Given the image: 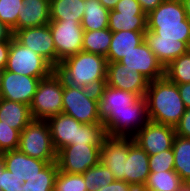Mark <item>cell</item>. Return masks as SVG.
<instances>
[{"label": "cell", "mask_w": 190, "mask_h": 191, "mask_svg": "<svg viewBox=\"0 0 190 191\" xmlns=\"http://www.w3.org/2000/svg\"><path fill=\"white\" fill-rule=\"evenodd\" d=\"M106 85L145 97L149 80L120 62H107Z\"/></svg>", "instance_id": "obj_14"}, {"label": "cell", "mask_w": 190, "mask_h": 191, "mask_svg": "<svg viewBox=\"0 0 190 191\" xmlns=\"http://www.w3.org/2000/svg\"><path fill=\"white\" fill-rule=\"evenodd\" d=\"M176 136L175 128L171 125L148 121L134 136V142L148 155L172 149Z\"/></svg>", "instance_id": "obj_11"}, {"label": "cell", "mask_w": 190, "mask_h": 191, "mask_svg": "<svg viewBox=\"0 0 190 191\" xmlns=\"http://www.w3.org/2000/svg\"><path fill=\"white\" fill-rule=\"evenodd\" d=\"M9 50H10V41H1L0 42V68L1 69H6Z\"/></svg>", "instance_id": "obj_42"}, {"label": "cell", "mask_w": 190, "mask_h": 191, "mask_svg": "<svg viewBox=\"0 0 190 191\" xmlns=\"http://www.w3.org/2000/svg\"><path fill=\"white\" fill-rule=\"evenodd\" d=\"M112 39V31L109 28L84 31L82 51L94 53L106 57Z\"/></svg>", "instance_id": "obj_31"}, {"label": "cell", "mask_w": 190, "mask_h": 191, "mask_svg": "<svg viewBox=\"0 0 190 191\" xmlns=\"http://www.w3.org/2000/svg\"><path fill=\"white\" fill-rule=\"evenodd\" d=\"M179 94L182 98L185 108H190V82L177 84Z\"/></svg>", "instance_id": "obj_43"}, {"label": "cell", "mask_w": 190, "mask_h": 191, "mask_svg": "<svg viewBox=\"0 0 190 191\" xmlns=\"http://www.w3.org/2000/svg\"><path fill=\"white\" fill-rule=\"evenodd\" d=\"M28 191H39L32 183L28 186Z\"/></svg>", "instance_id": "obj_48"}, {"label": "cell", "mask_w": 190, "mask_h": 191, "mask_svg": "<svg viewBox=\"0 0 190 191\" xmlns=\"http://www.w3.org/2000/svg\"><path fill=\"white\" fill-rule=\"evenodd\" d=\"M13 31L6 24L0 21V42L1 41H11L13 38Z\"/></svg>", "instance_id": "obj_45"}, {"label": "cell", "mask_w": 190, "mask_h": 191, "mask_svg": "<svg viewBox=\"0 0 190 191\" xmlns=\"http://www.w3.org/2000/svg\"><path fill=\"white\" fill-rule=\"evenodd\" d=\"M148 31L158 35V39L179 40L190 47V20H184V26L147 27Z\"/></svg>", "instance_id": "obj_35"}, {"label": "cell", "mask_w": 190, "mask_h": 191, "mask_svg": "<svg viewBox=\"0 0 190 191\" xmlns=\"http://www.w3.org/2000/svg\"><path fill=\"white\" fill-rule=\"evenodd\" d=\"M106 136V128L103 122L97 124H81L77 128L76 142H73V144L102 146Z\"/></svg>", "instance_id": "obj_32"}, {"label": "cell", "mask_w": 190, "mask_h": 191, "mask_svg": "<svg viewBox=\"0 0 190 191\" xmlns=\"http://www.w3.org/2000/svg\"><path fill=\"white\" fill-rule=\"evenodd\" d=\"M172 150L174 152V171L185 184H190V138L176 135Z\"/></svg>", "instance_id": "obj_30"}, {"label": "cell", "mask_w": 190, "mask_h": 191, "mask_svg": "<svg viewBox=\"0 0 190 191\" xmlns=\"http://www.w3.org/2000/svg\"><path fill=\"white\" fill-rule=\"evenodd\" d=\"M145 42L164 68L190 50V47L183 41L158 39L157 34L148 30L145 32Z\"/></svg>", "instance_id": "obj_21"}, {"label": "cell", "mask_w": 190, "mask_h": 191, "mask_svg": "<svg viewBox=\"0 0 190 191\" xmlns=\"http://www.w3.org/2000/svg\"><path fill=\"white\" fill-rule=\"evenodd\" d=\"M50 21L82 20L85 0H50Z\"/></svg>", "instance_id": "obj_27"}, {"label": "cell", "mask_w": 190, "mask_h": 191, "mask_svg": "<svg viewBox=\"0 0 190 191\" xmlns=\"http://www.w3.org/2000/svg\"><path fill=\"white\" fill-rule=\"evenodd\" d=\"M184 6L186 17L190 20V0H181Z\"/></svg>", "instance_id": "obj_47"}, {"label": "cell", "mask_w": 190, "mask_h": 191, "mask_svg": "<svg viewBox=\"0 0 190 191\" xmlns=\"http://www.w3.org/2000/svg\"><path fill=\"white\" fill-rule=\"evenodd\" d=\"M169 81L176 84L190 82V50L174 59L165 67V75Z\"/></svg>", "instance_id": "obj_34"}, {"label": "cell", "mask_w": 190, "mask_h": 191, "mask_svg": "<svg viewBox=\"0 0 190 191\" xmlns=\"http://www.w3.org/2000/svg\"><path fill=\"white\" fill-rule=\"evenodd\" d=\"M136 188L122 180H115L109 185L100 187L98 191H135Z\"/></svg>", "instance_id": "obj_41"}, {"label": "cell", "mask_w": 190, "mask_h": 191, "mask_svg": "<svg viewBox=\"0 0 190 191\" xmlns=\"http://www.w3.org/2000/svg\"><path fill=\"white\" fill-rule=\"evenodd\" d=\"M99 117L104 122L111 111L127 110L139 97L131 92L124 91L104 84L99 90Z\"/></svg>", "instance_id": "obj_18"}, {"label": "cell", "mask_w": 190, "mask_h": 191, "mask_svg": "<svg viewBox=\"0 0 190 191\" xmlns=\"http://www.w3.org/2000/svg\"><path fill=\"white\" fill-rule=\"evenodd\" d=\"M20 131L10 126L0 125V155L12 157L19 145Z\"/></svg>", "instance_id": "obj_36"}, {"label": "cell", "mask_w": 190, "mask_h": 191, "mask_svg": "<svg viewBox=\"0 0 190 191\" xmlns=\"http://www.w3.org/2000/svg\"><path fill=\"white\" fill-rule=\"evenodd\" d=\"M50 0H24L19 8L17 30L39 27L50 22Z\"/></svg>", "instance_id": "obj_22"}, {"label": "cell", "mask_w": 190, "mask_h": 191, "mask_svg": "<svg viewBox=\"0 0 190 191\" xmlns=\"http://www.w3.org/2000/svg\"><path fill=\"white\" fill-rule=\"evenodd\" d=\"M119 62L133 72L141 73L149 81L157 80L165 75V68L149 48L145 40L125 55Z\"/></svg>", "instance_id": "obj_13"}, {"label": "cell", "mask_w": 190, "mask_h": 191, "mask_svg": "<svg viewBox=\"0 0 190 191\" xmlns=\"http://www.w3.org/2000/svg\"><path fill=\"white\" fill-rule=\"evenodd\" d=\"M146 31H118L112 32L107 62H119L121 58L134 50L145 40Z\"/></svg>", "instance_id": "obj_23"}, {"label": "cell", "mask_w": 190, "mask_h": 191, "mask_svg": "<svg viewBox=\"0 0 190 191\" xmlns=\"http://www.w3.org/2000/svg\"><path fill=\"white\" fill-rule=\"evenodd\" d=\"M82 175L88 191H98L100 187L115 181L113 173L101 161Z\"/></svg>", "instance_id": "obj_33"}, {"label": "cell", "mask_w": 190, "mask_h": 191, "mask_svg": "<svg viewBox=\"0 0 190 191\" xmlns=\"http://www.w3.org/2000/svg\"><path fill=\"white\" fill-rule=\"evenodd\" d=\"M132 138L107 135L102 143L100 161L110 169L115 180L123 181L124 161L128 158V142Z\"/></svg>", "instance_id": "obj_17"}, {"label": "cell", "mask_w": 190, "mask_h": 191, "mask_svg": "<svg viewBox=\"0 0 190 191\" xmlns=\"http://www.w3.org/2000/svg\"><path fill=\"white\" fill-rule=\"evenodd\" d=\"M148 119L155 123L175 125L185 113V106L179 94L177 84L165 76L149 81L145 94Z\"/></svg>", "instance_id": "obj_3"}, {"label": "cell", "mask_w": 190, "mask_h": 191, "mask_svg": "<svg viewBox=\"0 0 190 191\" xmlns=\"http://www.w3.org/2000/svg\"><path fill=\"white\" fill-rule=\"evenodd\" d=\"M102 5L108 9L109 11L110 10H113L114 7L116 6V4L120 1V0H99Z\"/></svg>", "instance_id": "obj_46"}, {"label": "cell", "mask_w": 190, "mask_h": 191, "mask_svg": "<svg viewBox=\"0 0 190 191\" xmlns=\"http://www.w3.org/2000/svg\"><path fill=\"white\" fill-rule=\"evenodd\" d=\"M149 174V155L132 138L128 142V158L124 161L123 181L142 189Z\"/></svg>", "instance_id": "obj_15"}, {"label": "cell", "mask_w": 190, "mask_h": 191, "mask_svg": "<svg viewBox=\"0 0 190 191\" xmlns=\"http://www.w3.org/2000/svg\"><path fill=\"white\" fill-rule=\"evenodd\" d=\"M55 71L64 83L98 91L106 83V57L80 51L59 63Z\"/></svg>", "instance_id": "obj_2"}, {"label": "cell", "mask_w": 190, "mask_h": 191, "mask_svg": "<svg viewBox=\"0 0 190 191\" xmlns=\"http://www.w3.org/2000/svg\"><path fill=\"white\" fill-rule=\"evenodd\" d=\"M32 184L39 191H88L82 174L64 173L55 166L44 171Z\"/></svg>", "instance_id": "obj_16"}, {"label": "cell", "mask_w": 190, "mask_h": 191, "mask_svg": "<svg viewBox=\"0 0 190 191\" xmlns=\"http://www.w3.org/2000/svg\"><path fill=\"white\" fill-rule=\"evenodd\" d=\"M41 79L43 78L20 75L5 69L2 75L0 98L30 106Z\"/></svg>", "instance_id": "obj_12"}, {"label": "cell", "mask_w": 190, "mask_h": 191, "mask_svg": "<svg viewBox=\"0 0 190 191\" xmlns=\"http://www.w3.org/2000/svg\"><path fill=\"white\" fill-rule=\"evenodd\" d=\"M5 69L0 68V89H1V81H2V75Z\"/></svg>", "instance_id": "obj_50"}, {"label": "cell", "mask_w": 190, "mask_h": 191, "mask_svg": "<svg viewBox=\"0 0 190 191\" xmlns=\"http://www.w3.org/2000/svg\"><path fill=\"white\" fill-rule=\"evenodd\" d=\"M108 28L112 32L118 31H147L146 13H120L109 11Z\"/></svg>", "instance_id": "obj_26"}, {"label": "cell", "mask_w": 190, "mask_h": 191, "mask_svg": "<svg viewBox=\"0 0 190 191\" xmlns=\"http://www.w3.org/2000/svg\"><path fill=\"white\" fill-rule=\"evenodd\" d=\"M46 121L50 128L53 146L57 152L76 142L77 128L82 123L74 117L61 113L48 118Z\"/></svg>", "instance_id": "obj_20"}, {"label": "cell", "mask_w": 190, "mask_h": 191, "mask_svg": "<svg viewBox=\"0 0 190 191\" xmlns=\"http://www.w3.org/2000/svg\"><path fill=\"white\" fill-rule=\"evenodd\" d=\"M62 113L74 117L82 124L102 123L99 117V93L88 88L64 83Z\"/></svg>", "instance_id": "obj_5"}, {"label": "cell", "mask_w": 190, "mask_h": 191, "mask_svg": "<svg viewBox=\"0 0 190 191\" xmlns=\"http://www.w3.org/2000/svg\"><path fill=\"white\" fill-rule=\"evenodd\" d=\"M81 21H50L48 23L58 57V65L64 59L82 51L84 30Z\"/></svg>", "instance_id": "obj_9"}, {"label": "cell", "mask_w": 190, "mask_h": 191, "mask_svg": "<svg viewBox=\"0 0 190 191\" xmlns=\"http://www.w3.org/2000/svg\"><path fill=\"white\" fill-rule=\"evenodd\" d=\"M185 183L174 171L150 172L142 191H180Z\"/></svg>", "instance_id": "obj_29"}, {"label": "cell", "mask_w": 190, "mask_h": 191, "mask_svg": "<svg viewBox=\"0 0 190 191\" xmlns=\"http://www.w3.org/2000/svg\"><path fill=\"white\" fill-rule=\"evenodd\" d=\"M63 91L64 81L55 70L48 77L41 79L30 104L33 119L47 120L61 114Z\"/></svg>", "instance_id": "obj_4"}, {"label": "cell", "mask_w": 190, "mask_h": 191, "mask_svg": "<svg viewBox=\"0 0 190 191\" xmlns=\"http://www.w3.org/2000/svg\"><path fill=\"white\" fill-rule=\"evenodd\" d=\"M18 171L33 183L56 164L50 128L46 120H32L21 132L16 153L11 157Z\"/></svg>", "instance_id": "obj_1"}, {"label": "cell", "mask_w": 190, "mask_h": 191, "mask_svg": "<svg viewBox=\"0 0 190 191\" xmlns=\"http://www.w3.org/2000/svg\"><path fill=\"white\" fill-rule=\"evenodd\" d=\"M6 70L29 77L46 78L55 69L42 56L13 37L10 41Z\"/></svg>", "instance_id": "obj_7"}, {"label": "cell", "mask_w": 190, "mask_h": 191, "mask_svg": "<svg viewBox=\"0 0 190 191\" xmlns=\"http://www.w3.org/2000/svg\"><path fill=\"white\" fill-rule=\"evenodd\" d=\"M32 120L29 105L0 98V125L21 132Z\"/></svg>", "instance_id": "obj_24"}, {"label": "cell", "mask_w": 190, "mask_h": 191, "mask_svg": "<svg viewBox=\"0 0 190 191\" xmlns=\"http://www.w3.org/2000/svg\"><path fill=\"white\" fill-rule=\"evenodd\" d=\"M150 172L174 170V152L172 149L149 155Z\"/></svg>", "instance_id": "obj_38"}, {"label": "cell", "mask_w": 190, "mask_h": 191, "mask_svg": "<svg viewBox=\"0 0 190 191\" xmlns=\"http://www.w3.org/2000/svg\"><path fill=\"white\" fill-rule=\"evenodd\" d=\"M13 37L23 46L42 56L54 69L58 66V57L49 24L28 27L14 32Z\"/></svg>", "instance_id": "obj_10"}, {"label": "cell", "mask_w": 190, "mask_h": 191, "mask_svg": "<svg viewBox=\"0 0 190 191\" xmlns=\"http://www.w3.org/2000/svg\"><path fill=\"white\" fill-rule=\"evenodd\" d=\"M24 4V0H0V21L12 29L17 30V20L19 8Z\"/></svg>", "instance_id": "obj_37"}, {"label": "cell", "mask_w": 190, "mask_h": 191, "mask_svg": "<svg viewBox=\"0 0 190 191\" xmlns=\"http://www.w3.org/2000/svg\"><path fill=\"white\" fill-rule=\"evenodd\" d=\"M84 15L81 26L84 31L108 28L109 10L99 0H85Z\"/></svg>", "instance_id": "obj_28"}, {"label": "cell", "mask_w": 190, "mask_h": 191, "mask_svg": "<svg viewBox=\"0 0 190 191\" xmlns=\"http://www.w3.org/2000/svg\"><path fill=\"white\" fill-rule=\"evenodd\" d=\"M29 182L11 157L0 155V191H28Z\"/></svg>", "instance_id": "obj_25"}, {"label": "cell", "mask_w": 190, "mask_h": 191, "mask_svg": "<svg viewBox=\"0 0 190 191\" xmlns=\"http://www.w3.org/2000/svg\"><path fill=\"white\" fill-rule=\"evenodd\" d=\"M174 128L177 136L190 138V108L185 110L181 120L175 125Z\"/></svg>", "instance_id": "obj_40"}, {"label": "cell", "mask_w": 190, "mask_h": 191, "mask_svg": "<svg viewBox=\"0 0 190 191\" xmlns=\"http://www.w3.org/2000/svg\"><path fill=\"white\" fill-rule=\"evenodd\" d=\"M180 191H190V184H185Z\"/></svg>", "instance_id": "obj_49"}, {"label": "cell", "mask_w": 190, "mask_h": 191, "mask_svg": "<svg viewBox=\"0 0 190 191\" xmlns=\"http://www.w3.org/2000/svg\"><path fill=\"white\" fill-rule=\"evenodd\" d=\"M141 5L142 10L148 14L156 9L164 0H137Z\"/></svg>", "instance_id": "obj_44"}, {"label": "cell", "mask_w": 190, "mask_h": 191, "mask_svg": "<svg viewBox=\"0 0 190 191\" xmlns=\"http://www.w3.org/2000/svg\"><path fill=\"white\" fill-rule=\"evenodd\" d=\"M101 146L69 145L57 152L55 167L70 174H83L100 162Z\"/></svg>", "instance_id": "obj_8"}, {"label": "cell", "mask_w": 190, "mask_h": 191, "mask_svg": "<svg viewBox=\"0 0 190 191\" xmlns=\"http://www.w3.org/2000/svg\"><path fill=\"white\" fill-rule=\"evenodd\" d=\"M148 121L146 98L139 97L127 110L111 111L103 123L109 136L133 137Z\"/></svg>", "instance_id": "obj_6"}, {"label": "cell", "mask_w": 190, "mask_h": 191, "mask_svg": "<svg viewBox=\"0 0 190 191\" xmlns=\"http://www.w3.org/2000/svg\"><path fill=\"white\" fill-rule=\"evenodd\" d=\"M186 18L181 0H164L147 14V27L184 26Z\"/></svg>", "instance_id": "obj_19"}, {"label": "cell", "mask_w": 190, "mask_h": 191, "mask_svg": "<svg viewBox=\"0 0 190 191\" xmlns=\"http://www.w3.org/2000/svg\"><path fill=\"white\" fill-rule=\"evenodd\" d=\"M113 10L120 13H145L137 0H120Z\"/></svg>", "instance_id": "obj_39"}]
</instances>
